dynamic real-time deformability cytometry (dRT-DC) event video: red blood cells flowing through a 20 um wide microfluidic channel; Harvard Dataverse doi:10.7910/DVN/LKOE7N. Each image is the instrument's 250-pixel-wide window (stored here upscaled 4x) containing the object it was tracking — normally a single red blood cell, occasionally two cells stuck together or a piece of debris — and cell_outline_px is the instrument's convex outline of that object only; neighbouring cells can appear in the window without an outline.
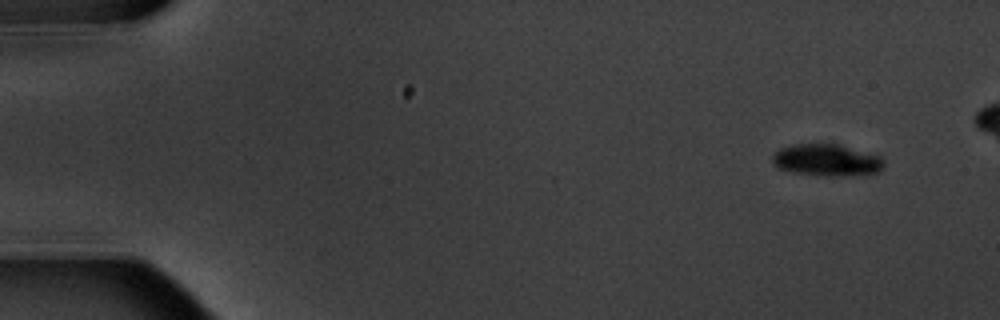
{"species": "common noctule bat (a hibernating species)", "species_latin": "Nyctalus noctula", "temperature_condition": "warm", "stored_images_in_passage": 6, "camera_frame_rate_fps": 3000, "um_per_image_px": 0.085, "animal": {"sex": "male", "body_mass_g": 20.1, "forearm_length_mm": 53.5}, "frame": {"image": 1, "passage_image": 1, "time_ms": 0.0, "image_size_px": [1000, 320], "cell_outline_px": [[884, 164], [876, 172], [832, 176], [796, 172], [780, 168], [772, 164], [772, 156], [780, 148], [792, 144], [840, 144], [880, 156], [884, 160]], "centroid_in_image_um": [70.24, 13.58], "position_along_channel_um": 14.8, "area_um2": 20.23}}